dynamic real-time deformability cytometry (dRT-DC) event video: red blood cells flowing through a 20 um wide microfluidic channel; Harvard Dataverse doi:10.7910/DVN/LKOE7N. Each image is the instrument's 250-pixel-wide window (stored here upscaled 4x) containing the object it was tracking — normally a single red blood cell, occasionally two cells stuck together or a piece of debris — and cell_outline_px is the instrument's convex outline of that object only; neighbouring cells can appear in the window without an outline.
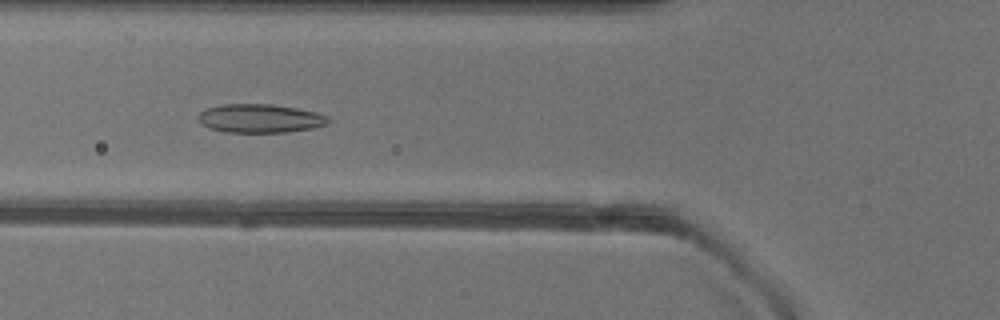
{"species": "common noctule bat (a hibernating species)", "species_latin": "Nyctalus noctula", "temperature_condition": "warm", "stored_images_in_passage": 50, "camera_frame_rate_fps": 3000, "um_per_image_px": 0.085, "animal": {"sex": "female"}, "frame": {"image": 1, "passage_image": 18, "time_ms": 5.667, "image_size_px": [1000, 320], "cell_outline_px": [[332, 120], [328, 124], [312, 128], [288, 132], [224, 132], [208, 128], [196, 116], [200, 112], [208, 108], [224, 104], [272, 104], [296, 108], [316, 112], [328, 116]], "centroid_in_image_um": [22.14, 10.06], "position_along_channel_um": 103.7, "area_um2": 21.73}}
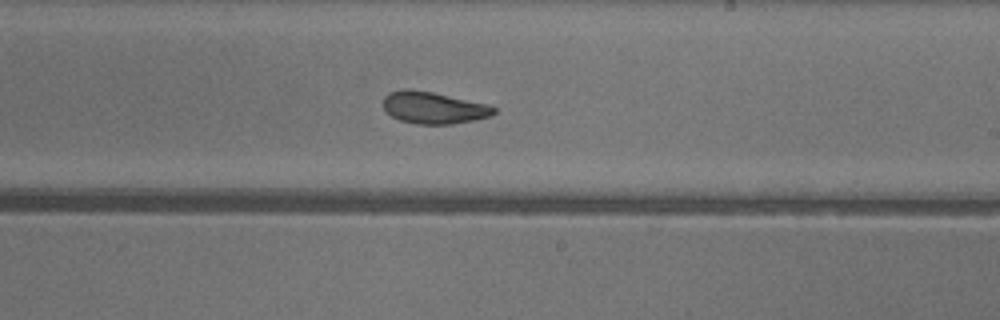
{"frame": {"image": 2, "passage_image": 29, "time_ms": 9.333, "image_size_px": [1000, 320], "cell_outline_px": [[496, 112], [492, 116], [476, 120], [452, 124], [416, 124], [400, 120], [392, 116], [384, 108], [384, 96], [388, 92], [404, 88], [408, 88], [432, 92], [488, 104], [496, 108]], "centroid_in_image_um": [36.87, 9.15], "position_along_channel_um": 252.1, "area_um2": 20.69}}
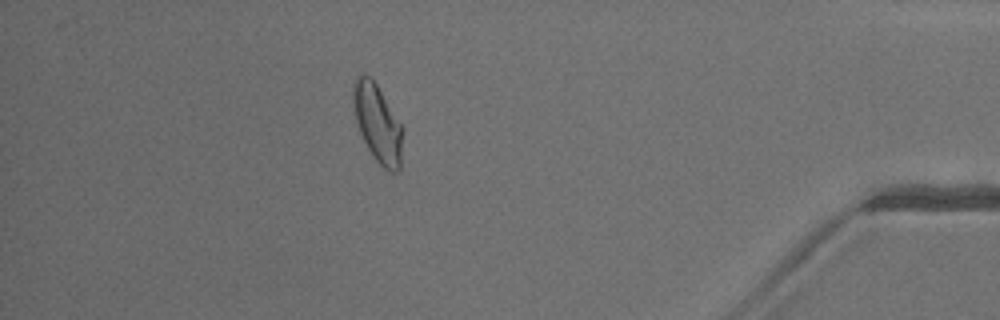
{"frame": {"image": 3, "passage_image": 44, "time_ms": 14.333, "image_size_px": [1000, 320], "cell_outline_px": [[404, 128], [400, 168], [396, 172], [392, 172], [384, 168], [372, 156], [360, 132], [356, 120], [352, 104], [352, 80], [356, 76], [368, 76], [376, 84]], "centroid_in_image_um": [32.09, 10.48], "position_along_channel_um": 403.1, "area_um2": 22.48}, "authors_computed_cell_mechanics": {"area_um2": 21.7906, "velocity_mm_per_s": 4.0471, "shape_relaxation_time_tau1_ms": 7.4253, "shape_relaxation_time_tau2_ms": 2.2289, "deformation_change_tau1": 0.1761, "deformation_change_tau2": 0.0772}}